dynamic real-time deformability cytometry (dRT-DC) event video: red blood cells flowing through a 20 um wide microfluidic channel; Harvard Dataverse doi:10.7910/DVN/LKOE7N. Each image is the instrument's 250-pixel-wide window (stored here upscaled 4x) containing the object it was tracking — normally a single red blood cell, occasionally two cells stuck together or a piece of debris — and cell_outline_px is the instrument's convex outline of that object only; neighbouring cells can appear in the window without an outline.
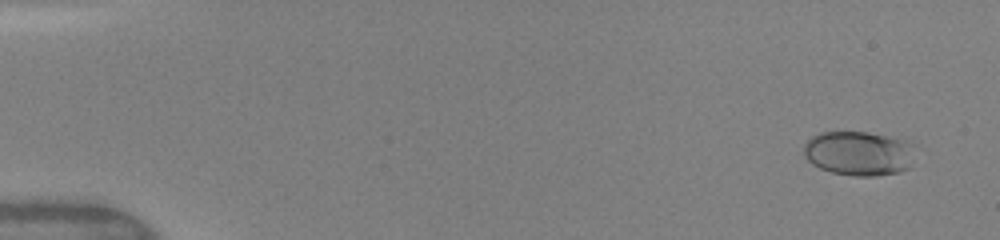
{"species": "human", "species_latin": "Homo sapiens", "temperature_condition": "warm", "stored_images_in_passage": 5, "camera_frame_rate_fps": 3000, "um_per_image_px": 0.085, "donor": {"sex": "female"}, "frame": {"image": 1, "passage_image": 1, "time_ms": 0.0, "image_size_px": [1000, 240], "cell_outline_px": [[916, 144], [908, 168], [900, 172], [876, 176], [852, 176], [832, 172], [820, 168], [812, 164], [804, 156], [804, 144], [812, 136], [820, 132], [864, 132], [904, 140]], "centroid_in_image_um": [72.99, 13.04], "position_along_channel_um": 12.0, "area_um2": 28.84}}
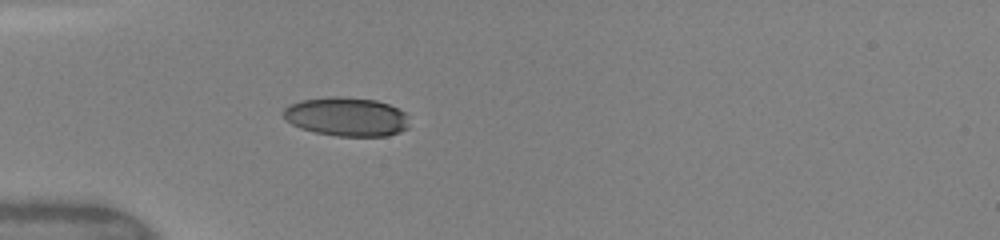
{"frame": {"image": 2, "passage_image": 5, "time_ms": 4.333, "image_size_px": [1000, 240], "cell_outline_px": [[408, 128], [400, 132], [388, 136], [336, 136], [316, 132], [300, 128], [292, 124], [280, 112], [288, 104], [300, 100], [332, 96], [340, 96], [376, 100], [388, 104], [404, 112], [408, 116]], "centroid_in_image_um": [29.44, 9.92], "position_along_channel_um": 55.6, "area_um2": 28.73}}